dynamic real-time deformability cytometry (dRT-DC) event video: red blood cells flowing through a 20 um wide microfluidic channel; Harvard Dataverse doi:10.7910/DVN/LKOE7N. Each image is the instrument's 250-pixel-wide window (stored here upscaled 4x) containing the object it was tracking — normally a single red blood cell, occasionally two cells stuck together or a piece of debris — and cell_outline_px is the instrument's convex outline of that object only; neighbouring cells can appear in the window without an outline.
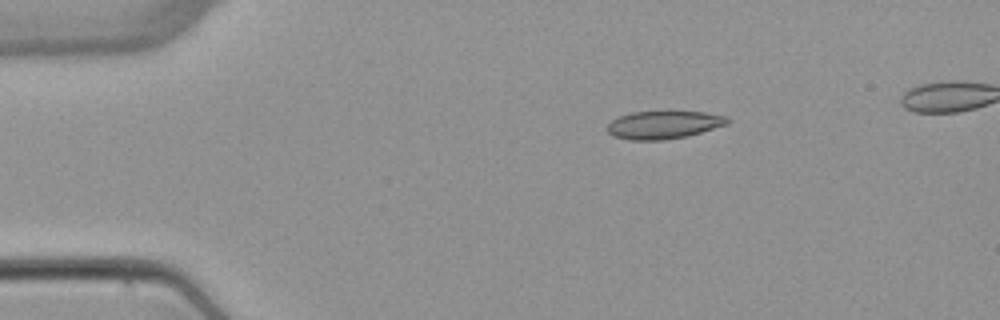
{"species": "common noctule bat (a hibernating species)", "species_latin": "Nyctalus noctula", "temperature_condition": "warm", "stored_images_in_passage": 4, "camera_frame_rate_fps": 3000, "um_per_image_px": 0.085, "animal": {"sex": "female", "body_mass_g": 22.7, "forearm_length_mm": 54.2}, "frame": {"image": 1, "passage_image": 2, "time_ms": 1.333, "image_size_px": [1000, 320], "cell_outline_px": [[732, 120], [728, 124], [688, 136], [664, 140], [632, 140], [612, 136], [608, 132], [608, 124], [612, 120], [620, 116], [632, 112], [704, 112], [728, 116]], "centroid_in_image_um": [56.45, 10.61], "position_along_channel_um": 28.5, "area_um2": 19.54}}